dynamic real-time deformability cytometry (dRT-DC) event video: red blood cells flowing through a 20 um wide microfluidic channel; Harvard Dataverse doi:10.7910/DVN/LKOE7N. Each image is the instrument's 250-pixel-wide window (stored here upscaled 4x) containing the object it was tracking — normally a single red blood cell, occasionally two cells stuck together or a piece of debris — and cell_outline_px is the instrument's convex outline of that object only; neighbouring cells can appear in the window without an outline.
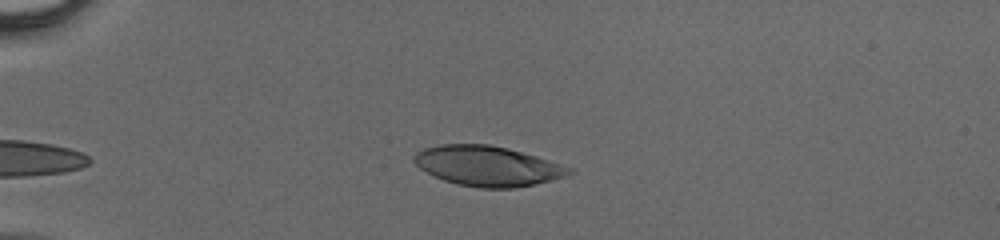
{"species": "human", "species_latin": "Homo sapiens", "temperature_condition": "cold", "stored_images_in_passage": 47, "camera_frame_rate_fps": 3000, "um_per_image_px": 0.085, "donor": {"sex": "male"}, "frame": {"image": 1, "passage_image": 13, "time_ms": 4.0, "image_size_px": [1000, 240], "cell_outline_px": [[576, 172], [564, 176], [516, 188], [480, 188], [456, 184], [444, 180], [420, 168], [412, 160], [412, 156], [416, 152], [424, 148], [440, 144], [488, 144], [508, 148], [536, 156], [572, 168]], "centroid_in_image_um": [41.41, 14.1], "position_along_channel_um": 43.6, "area_um2": 35.95}}
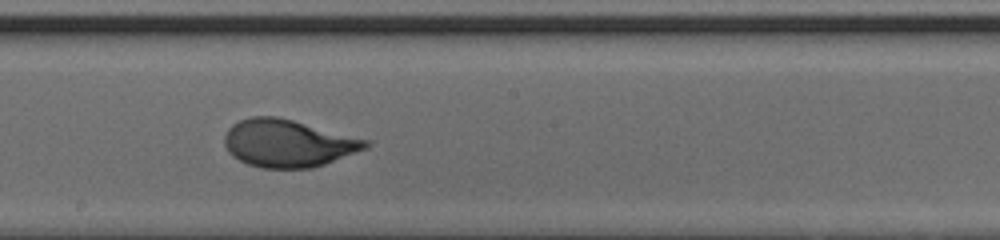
{"frame": {"image": 2, "passage_image": 28, "time_ms": 9.0, "image_size_px": [1000, 240], "cell_outline_px": [[368, 148], [324, 164], [312, 168], [264, 168], [248, 164], [232, 156], [228, 152], [224, 144], [224, 136], [228, 128], [232, 124], [240, 120], [252, 116], [276, 116], [292, 120], [368, 140]], "centroid_in_image_um": [24.44, 12.18], "position_along_channel_um": 223.8, "area_um2": 38.78}}
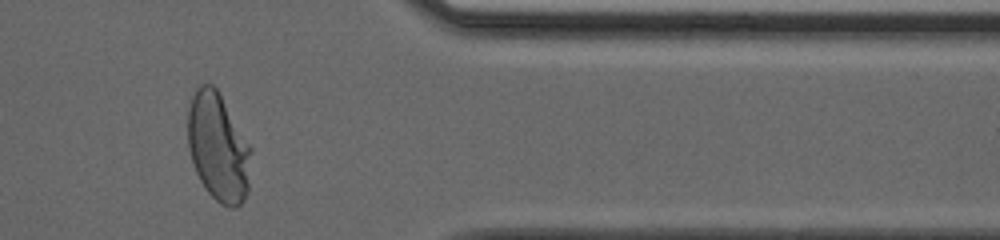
{"frame": {"image": 3, "passage_image": 40, "time_ms": 13.0, "image_size_px": [1000, 240], "cell_outline_px": [[252, 152], [248, 192], [244, 200], [236, 208], [228, 208], [220, 204], [204, 188], [192, 164], [188, 148], [188, 108], [192, 96], [196, 88], [200, 84], [212, 84], [216, 88], [252, 148]], "centroid_in_image_um": [18.55, 12.55], "position_along_channel_um": 392.9, "area_um2": 40.23}}